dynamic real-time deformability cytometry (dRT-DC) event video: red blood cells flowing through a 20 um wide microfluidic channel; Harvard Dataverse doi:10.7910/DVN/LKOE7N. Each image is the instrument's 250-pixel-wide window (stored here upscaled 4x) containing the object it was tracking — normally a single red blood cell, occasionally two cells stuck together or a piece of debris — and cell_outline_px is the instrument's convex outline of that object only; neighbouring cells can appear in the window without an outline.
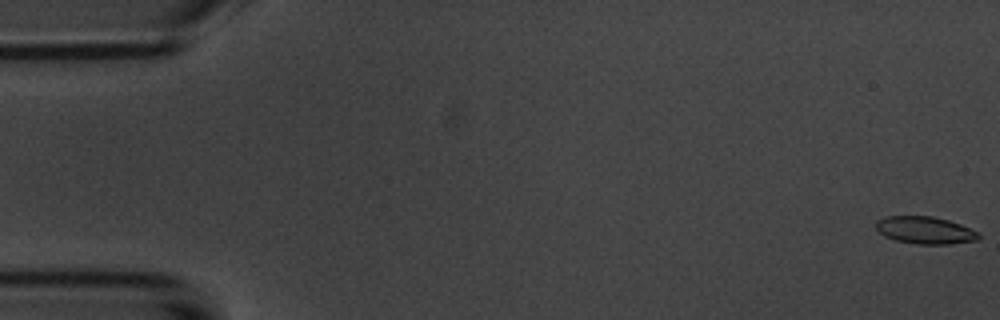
{"species": "common noctule bat (a hibernating species)", "species_latin": "Nyctalus noctula", "temperature_condition": "room temperature", "stored_images_in_passage": 4, "camera_frame_rate_fps": 3000, "um_per_image_px": 0.085, "animal": {"sex": "male", "body_mass_g": 20.1, "forearm_length_mm": 53.5}, "frame": {"image": 1, "passage_image": 1, "time_ms": 0.0, "image_size_px": [1000, 320], "cell_outline_px": [[980, 236], [976, 240], [948, 244], [916, 244], [896, 240], [884, 236], [876, 228], [876, 220], [888, 216], [932, 216], [948, 220], [960, 224], [980, 232]], "centroid_in_image_um": [78.63, 19.56], "position_along_channel_um": 6.4, "area_um2": 16.3}}